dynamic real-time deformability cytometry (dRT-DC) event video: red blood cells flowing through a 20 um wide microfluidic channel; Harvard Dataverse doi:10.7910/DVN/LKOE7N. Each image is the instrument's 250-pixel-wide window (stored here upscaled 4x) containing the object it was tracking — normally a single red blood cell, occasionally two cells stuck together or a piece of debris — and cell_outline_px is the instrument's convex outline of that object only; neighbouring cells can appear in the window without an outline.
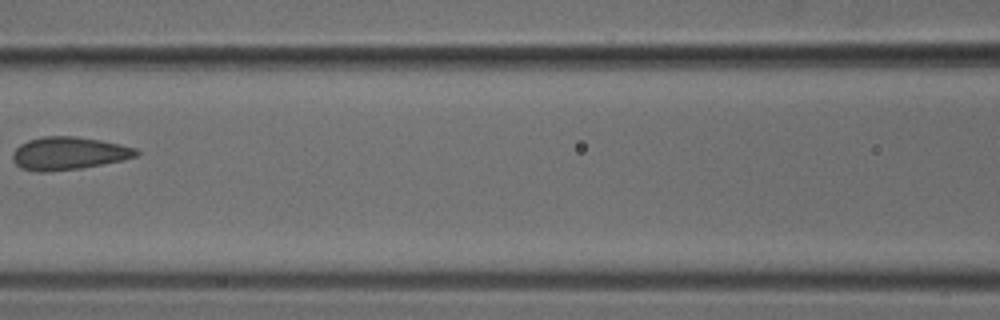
{"species": "common noctule bat (a hibernating species)", "species_latin": "Nyctalus noctula", "temperature_condition": "cold", "stored_images_in_passage": 6, "camera_frame_rate_fps": 3000, "um_per_image_px": 0.085, "animal": {"sex": "male", "body_mass_g": 18.8}, "frame": {"image": 1, "passage_image": 6, "time_ms": 1.667, "image_size_px": [1000, 320], "cell_outline_px": [[140, 152], [136, 156], [124, 160], [80, 168], [48, 172], [36, 172], [20, 168], [12, 160], [12, 152], [20, 144], [28, 140], [44, 136], [72, 136], [100, 140], [136, 148]], "centroid_in_image_um": [5.79, 13.04], "position_along_channel_um": 160.8, "area_um2": 23.7}}